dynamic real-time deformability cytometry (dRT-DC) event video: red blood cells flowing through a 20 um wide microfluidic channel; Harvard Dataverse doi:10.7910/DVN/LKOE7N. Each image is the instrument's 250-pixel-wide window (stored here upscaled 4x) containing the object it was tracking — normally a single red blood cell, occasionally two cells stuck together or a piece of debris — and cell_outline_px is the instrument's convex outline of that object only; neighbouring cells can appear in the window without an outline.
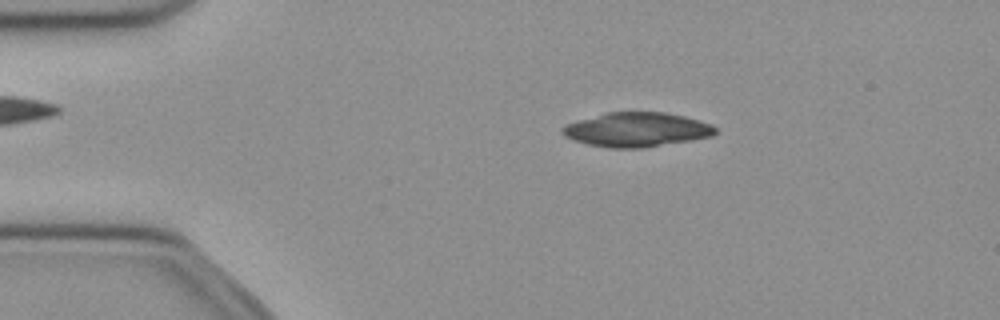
{"species": "common noctule bat (a hibernating species)", "species_latin": "Nyctalus noctula", "temperature_condition": "cold", "stored_images_in_passage": 49, "camera_frame_rate_fps": 3000, "um_per_image_px": 0.085, "animal": {"sex": "female", "body_mass_g": 21.9}, "frame": {"image": 1, "passage_image": 8, "time_ms": 2.333, "image_size_px": [1000, 320], "cell_outline_px": [[716, 132], [712, 136], [692, 140], [644, 148], [608, 148], [588, 144], [572, 140], [564, 136], [560, 132], [560, 128], [564, 124], [576, 120], [604, 112], [664, 112], [684, 116], [700, 120], [712, 124], [716, 128]], "centroid_in_image_um": [54.07, 11.02], "position_along_channel_um": 30.9, "area_um2": 31.04}}